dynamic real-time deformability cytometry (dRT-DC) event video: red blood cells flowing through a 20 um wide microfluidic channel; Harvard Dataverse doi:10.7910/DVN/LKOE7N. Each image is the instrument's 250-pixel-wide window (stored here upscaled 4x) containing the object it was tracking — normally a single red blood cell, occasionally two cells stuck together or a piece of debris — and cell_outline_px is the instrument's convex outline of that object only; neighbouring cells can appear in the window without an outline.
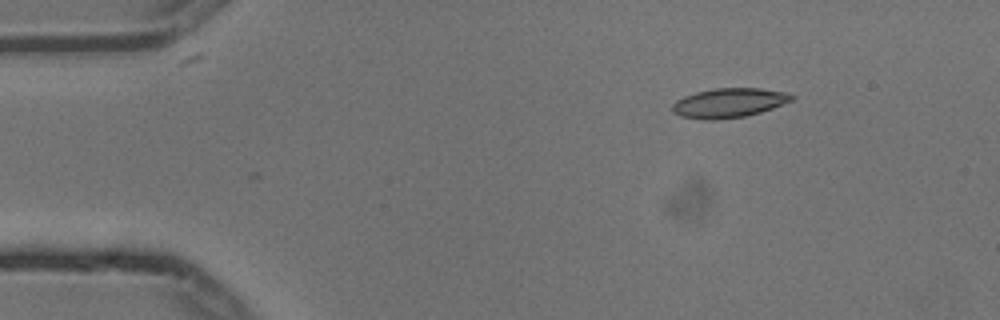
{"species": "common noctule bat (a hibernating species)", "species_latin": "Nyctalus noctula", "temperature_condition": "cold", "stored_images_in_passage": 4, "camera_frame_rate_fps": 3000, "um_per_image_px": 0.085, "animal": {"sex": "male", "body_mass_g": 13.3}, "frame": {"image": 1, "passage_image": 4, "time_ms": 1.0, "image_size_px": [1000, 320], "cell_outline_px": [[796, 96], [792, 100], [772, 108], [760, 112], [744, 116], [716, 120], [704, 120], [680, 116], [672, 112], [672, 104], [676, 100], [684, 96], [696, 92], [712, 88], [760, 88], [788, 92]], "centroid_in_image_um": [61.94, 8.74], "position_along_channel_um": 23.1, "area_um2": 20.58}}